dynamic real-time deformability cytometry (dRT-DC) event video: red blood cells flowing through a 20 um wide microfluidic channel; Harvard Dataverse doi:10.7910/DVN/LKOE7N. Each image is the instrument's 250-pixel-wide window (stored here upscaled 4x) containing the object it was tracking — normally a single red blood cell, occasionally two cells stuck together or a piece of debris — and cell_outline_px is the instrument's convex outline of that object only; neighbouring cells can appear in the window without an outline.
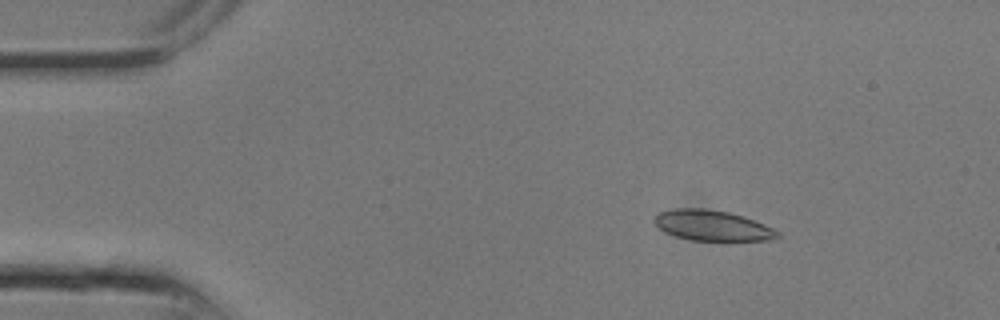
{"species": "common noctule bat (a hibernating species)", "species_latin": "Nyctalus noctula", "temperature_condition": "room temperature", "stored_images_in_passage": 12, "camera_frame_rate_fps": 3000, "um_per_image_px": 0.085, "animal": {"sex": "male", "body_mass_g": 13.3}, "frame": {"image": 1, "passage_image": 4, "time_ms": 1.0, "image_size_px": [1000, 320], "cell_outline_px": [[780, 236], [768, 240], [692, 240], [676, 236], [660, 228], [652, 220], [660, 212], [676, 208], [704, 208], [728, 212], [744, 216], [764, 224], [780, 232]], "centroid_in_image_um": [60.56, 19.16], "position_along_channel_um": 24.4, "area_um2": 21.56}}
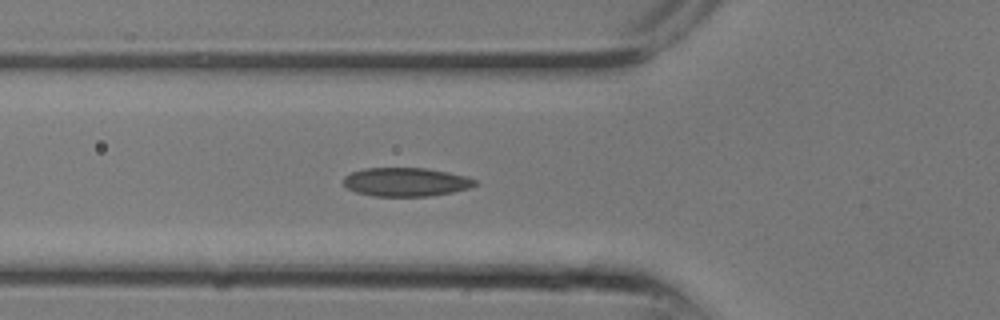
{"frame": {"image": 2, "passage_image": 9, "time_ms": 2.667, "image_size_px": [1000, 320], "cell_outline_px": [[480, 184], [468, 188], [452, 192], [428, 196], [372, 196], [356, 192], [348, 188], [344, 184], [344, 176], [352, 172], [364, 168], [424, 168], [448, 172], [468, 176], [476, 180]], "centroid_in_image_um": [34.53, 15.47], "position_along_channel_um": 91.3, "area_um2": 22.02}}
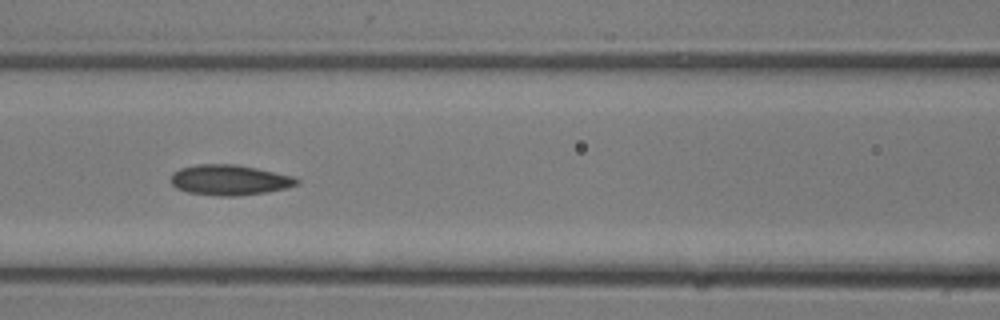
{"frame": {"image": 3, "passage_image": 11, "time_ms": 3.333, "image_size_px": [1000, 320], "cell_outline_px": [[300, 184], [288, 188], [268, 192], [236, 196], [216, 196], [188, 192], [176, 188], [168, 180], [172, 172], [180, 168], [200, 164], [236, 164], [256, 168], [292, 176], [300, 180]], "centroid_in_image_um": [19.5, 15.3], "position_along_channel_um": 147.1, "area_um2": 22.54}}